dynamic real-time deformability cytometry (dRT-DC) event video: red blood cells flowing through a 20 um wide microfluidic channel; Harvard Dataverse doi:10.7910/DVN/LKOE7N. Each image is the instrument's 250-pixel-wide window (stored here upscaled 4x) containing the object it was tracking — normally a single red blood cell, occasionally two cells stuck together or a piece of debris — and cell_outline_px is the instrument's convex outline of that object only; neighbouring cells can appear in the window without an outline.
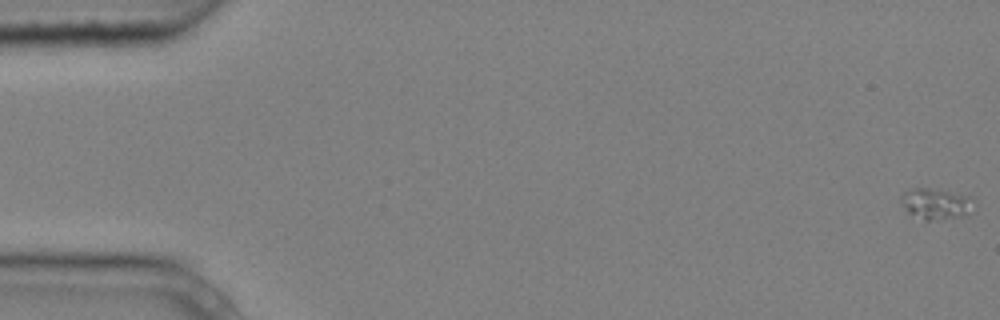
{"species": "common noctule bat (a hibernating species)", "species_latin": "Nyctalus noctula", "temperature_condition": "cold", "stored_images_in_passage": 6, "camera_frame_rate_fps": 3000, "um_per_image_px": 0.085, "animal": {"sex": "male", "body_mass_g": 20.4}, "frame": {"image": 1, "passage_image": 1, "time_ms": 0.0, "image_size_px": [1000, 320], "cell_outline_px": [[976, 212], [964, 216], [928, 220], [924, 220], [908, 212], [900, 204], [900, 196], [904, 192], [912, 188], [928, 188], [972, 196]], "centroid_in_image_um": [79.6, 17.32], "position_along_channel_um": 5.4, "area_um2": 13.35}}